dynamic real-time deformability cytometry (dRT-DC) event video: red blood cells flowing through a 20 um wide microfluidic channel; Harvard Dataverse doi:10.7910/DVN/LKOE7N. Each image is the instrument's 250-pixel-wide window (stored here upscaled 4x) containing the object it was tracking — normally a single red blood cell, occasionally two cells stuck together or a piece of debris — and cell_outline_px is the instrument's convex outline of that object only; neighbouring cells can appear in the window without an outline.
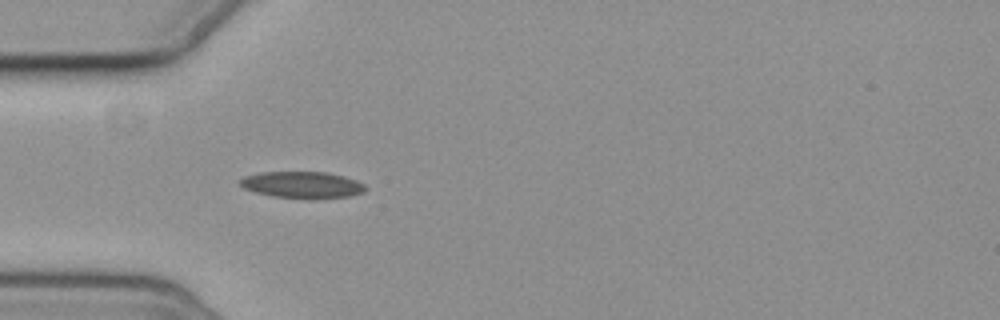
{"species": "common noctule bat (a hibernating species)", "species_latin": "Nyctalus noctula", "temperature_condition": "cold", "stored_images_in_passage": 4, "camera_frame_rate_fps": 3000, "um_per_image_px": 0.085, "animal": {"sex": "female", "body_mass_g": 19.3, "forearm_length_mm": 54.1}, "frame": {"image": 1, "passage_image": 4, "time_ms": 3.333, "image_size_px": [1000, 320], "cell_outline_px": [[368, 188], [364, 192], [348, 196], [312, 200], [308, 200], [272, 196], [256, 192], [244, 188], [240, 184], [240, 180], [244, 176], [260, 172], [328, 172], [344, 176], [356, 180], [364, 184]], "centroid_in_image_um": [25.73, 15.72], "position_along_channel_um": 59.3, "area_um2": 19.77}}